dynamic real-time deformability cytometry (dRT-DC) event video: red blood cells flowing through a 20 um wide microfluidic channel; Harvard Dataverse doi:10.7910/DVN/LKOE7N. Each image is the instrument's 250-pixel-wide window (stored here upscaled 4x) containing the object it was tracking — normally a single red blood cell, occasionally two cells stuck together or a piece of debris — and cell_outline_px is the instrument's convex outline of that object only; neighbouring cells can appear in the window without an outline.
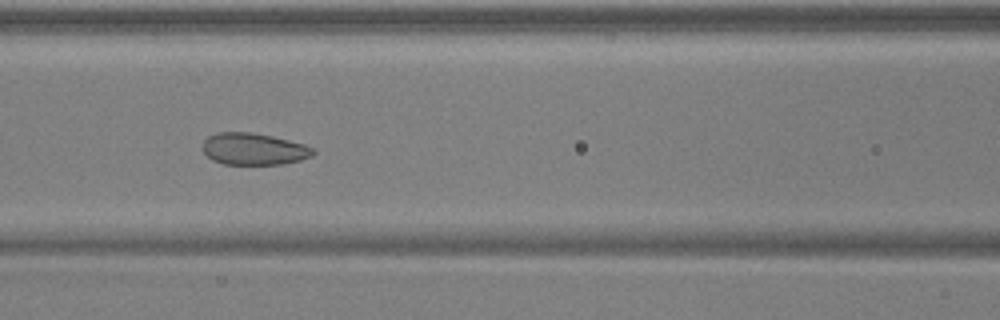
{"species": "common noctule bat (a hibernating species)", "species_latin": "Nyctalus noctula", "temperature_condition": "warm", "stored_images_in_passage": 53, "camera_frame_rate_fps": 3000, "um_per_image_px": 0.085, "animal": {"sex": "male", "body_mass_g": 17.9, "forearm_length_mm": 54.2}, "frame": {"image": 1, "passage_image": 24, "time_ms": 7.667, "image_size_px": [1000, 320], "cell_outline_px": [[316, 152], [312, 156], [300, 160], [284, 164], [224, 164], [212, 160], [204, 152], [204, 140], [208, 136], [216, 132], [252, 132], [272, 136], [304, 144], [316, 148]], "centroid_in_image_um": [21.6, 12.66], "position_along_channel_um": 145.0, "area_um2": 20.58}}
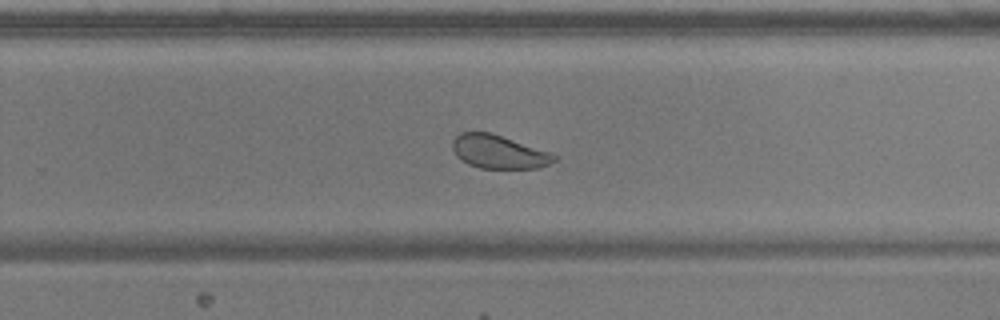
{"frame": {"image": 2, "passage_image": 35, "time_ms": 11.333, "image_size_px": [1000, 320], "cell_outline_px": [[556, 160], [548, 164], [536, 168], [480, 168], [468, 164], [460, 160], [456, 156], [452, 148], [452, 140], [460, 132], [492, 132], [548, 152], [556, 156]], "centroid_in_image_um": [42.32, 12.9], "position_along_channel_um": 287.5, "area_um2": 19.71}}
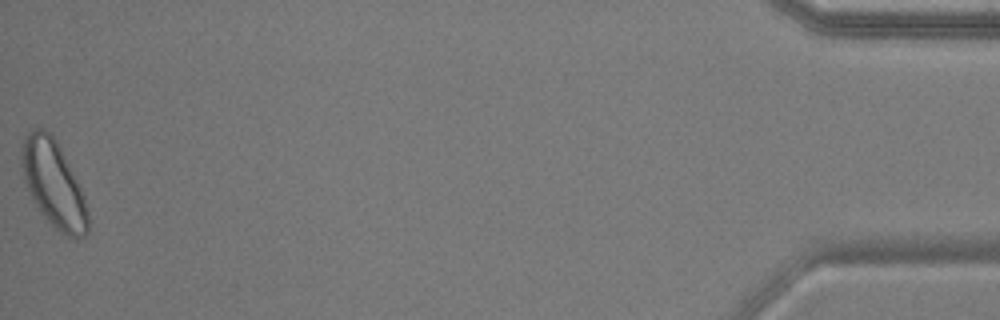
{"frame": {"image": 3, "passage_image": 53, "time_ms": 17.333, "image_size_px": [1000, 320], "cell_outline_px": [[88, 232], [84, 236], [76, 240], [60, 232], [40, 212], [32, 200], [28, 192], [24, 180], [20, 164], [20, 156], [24, 136], [32, 128], [40, 128], [48, 132], [56, 140], [84, 196], [88, 212]], "centroid_in_image_um": [4.52, 15.65], "position_along_channel_um": 430.7, "area_um2": 33.29}, "authors_computed_cell_mechanics": {"area_um2": 24.9118, "velocity_mm_per_s": 3.8958, "shape_relaxation_time_tau1_ms": 3.2984, "shape_relaxation_time_tau2_ms": 0.9386, "deformation_change_tau1": 0.0575, "deformation_change_tau2": 0.0539}}